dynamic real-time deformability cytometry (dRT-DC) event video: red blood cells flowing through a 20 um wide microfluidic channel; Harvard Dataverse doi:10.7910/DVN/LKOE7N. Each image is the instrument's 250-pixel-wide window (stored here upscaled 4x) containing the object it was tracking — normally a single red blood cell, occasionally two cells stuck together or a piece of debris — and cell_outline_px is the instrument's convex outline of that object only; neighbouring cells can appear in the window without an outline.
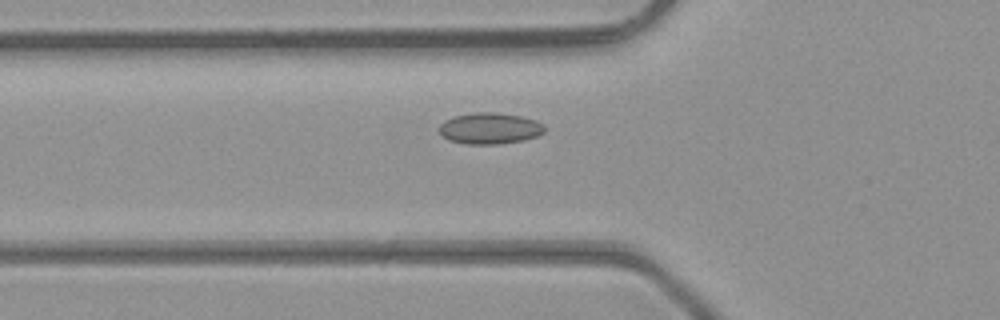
{"species": "common noctule bat (a hibernating species)", "species_latin": "Nyctalus noctula", "temperature_condition": "room temperature", "stored_images_in_passage": 3, "camera_frame_rate_fps": 3000, "um_per_image_px": 0.085, "animal": {"sex": "male", "body_mass_g": 23.1, "forearm_length_mm": 52.7}, "frame": {"image": 1, "passage_image": 3, "time_ms": 0.667, "image_size_px": [1000, 320], "cell_outline_px": [[544, 132], [536, 136], [524, 140], [500, 144], [464, 144], [448, 140], [440, 132], [440, 124], [444, 120], [452, 116], [472, 112], [496, 112], [520, 116], [536, 120], [544, 124]], "centroid_in_image_um": [41.62, 10.9], "position_along_channel_um": 84.2, "area_um2": 19.36}}